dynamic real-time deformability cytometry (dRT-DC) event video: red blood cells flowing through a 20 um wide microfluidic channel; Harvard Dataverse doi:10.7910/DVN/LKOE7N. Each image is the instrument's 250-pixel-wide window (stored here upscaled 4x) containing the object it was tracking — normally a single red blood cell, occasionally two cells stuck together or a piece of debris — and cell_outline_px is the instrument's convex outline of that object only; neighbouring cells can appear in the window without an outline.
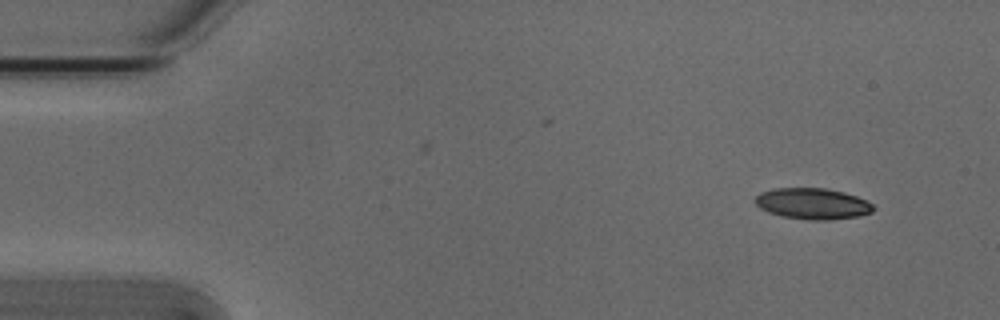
{"species": "Egyptian fruit bat (a non-hibernating species)", "species_latin": "Rousettus aegyptiacus", "temperature_condition": "cold", "stored_images_in_passage": 3, "camera_frame_rate_fps": 3000, "um_per_image_px": 0.085, "animal": {"sex": "male"}, "frame": {"image": 1, "passage_image": 1, "time_ms": 0.0, "image_size_px": [1000, 320], "cell_outline_px": [[876, 208], [872, 212], [856, 216], [828, 220], [812, 220], [784, 216], [768, 212], [760, 208], [756, 204], [756, 196], [760, 192], [772, 188], [824, 188], [844, 192], [856, 196], [872, 204]], "centroid_in_image_um": [69.06, 17.3], "position_along_channel_um": 15.9, "area_um2": 21.21}}